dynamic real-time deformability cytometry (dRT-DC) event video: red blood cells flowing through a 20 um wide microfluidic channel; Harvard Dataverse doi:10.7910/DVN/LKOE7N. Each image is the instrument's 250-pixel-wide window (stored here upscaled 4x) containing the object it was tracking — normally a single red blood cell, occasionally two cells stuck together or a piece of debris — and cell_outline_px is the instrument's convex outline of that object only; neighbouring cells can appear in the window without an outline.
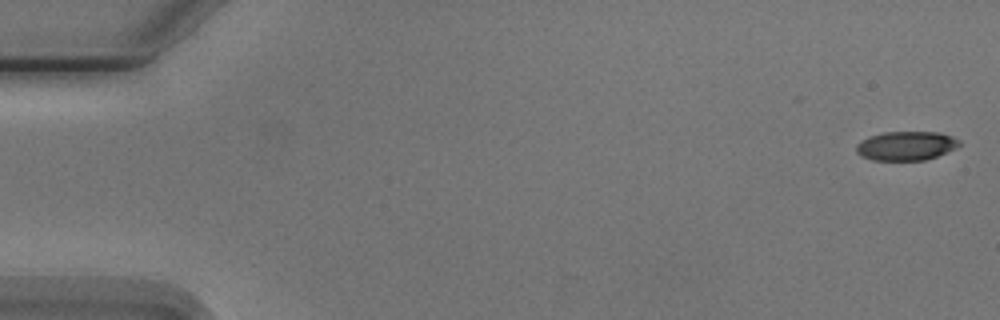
{"species": "Egyptian fruit bat (a non-hibernating species)", "species_latin": "Rousettus aegyptiacus", "temperature_condition": "cold", "stored_images_in_passage": 6, "camera_frame_rate_fps": 3000, "um_per_image_px": 0.085, "animal": {"sex": "male"}, "frame": {"image": 1, "passage_image": 1, "time_ms": 0.0, "image_size_px": [1000, 320], "cell_outline_px": [[960, 144], [948, 152], [924, 160], [872, 160], [860, 156], [856, 152], [856, 144], [860, 140], [868, 136], [884, 132], [940, 132], [952, 136], [960, 140]], "centroid_in_image_um": [76.99, 12.39], "position_along_channel_um": 8.0, "area_um2": 17.57}}